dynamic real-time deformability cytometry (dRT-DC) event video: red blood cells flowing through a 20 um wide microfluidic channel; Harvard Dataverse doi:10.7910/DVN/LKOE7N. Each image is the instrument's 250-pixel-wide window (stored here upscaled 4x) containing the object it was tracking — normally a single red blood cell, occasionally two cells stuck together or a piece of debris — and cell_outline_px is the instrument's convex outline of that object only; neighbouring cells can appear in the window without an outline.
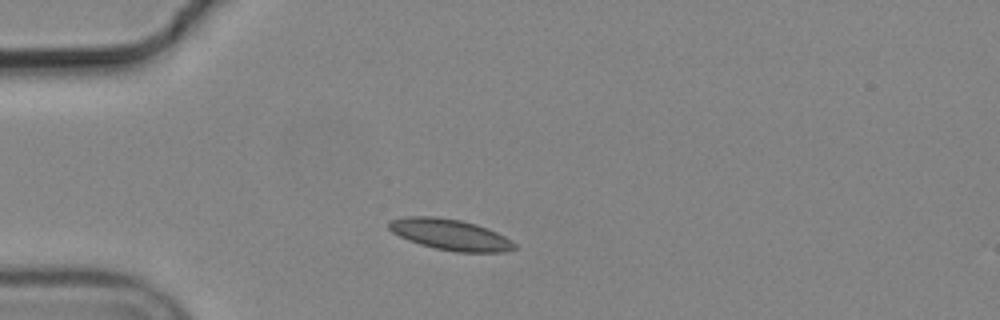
{"species": "common noctule bat (a hibernating species)", "species_latin": "Nyctalus noctula", "temperature_condition": "cold", "stored_images_in_passage": 5, "camera_frame_rate_fps": 3000, "um_per_image_px": 0.085, "animal": {"sex": "male", "body_mass_g": 19.2, "forearm_length_mm": 51.8}, "frame": {"image": 1, "passage_image": 1, "time_ms": 0.0, "image_size_px": [1000, 320], "cell_outline_px": [[516, 248], [504, 252], [456, 252], [436, 248], [420, 244], [408, 240], [392, 232], [388, 228], [388, 224], [392, 220], [408, 216], [436, 216], [460, 220], [476, 224], [496, 232], [512, 240], [516, 244]], "centroid_in_image_um": [38.28, 19.94], "position_along_channel_um": 46.7, "area_um2": 22.54}}
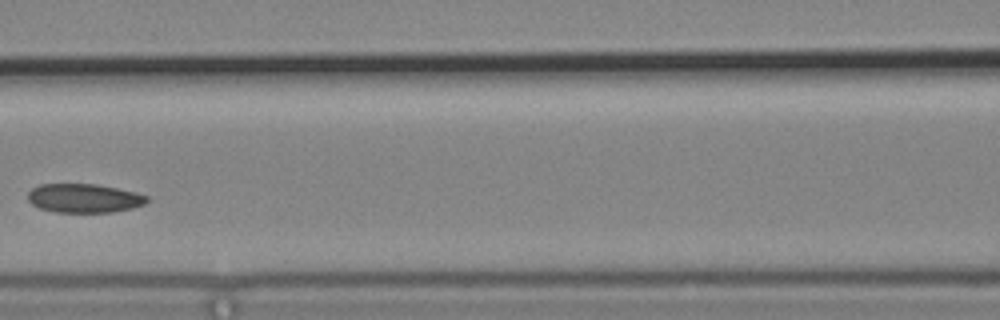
{"frame": {"image": 2, "passage_image": 4, "time_ms": 1.0, "image_size_px": [1000, 320], "cell_outline_px": [[148, 200], [144, 204], [132, 208], [112, 212], [56, 212], [40, 208], [32, 204], [28, 200], [28, 192], [32, 188], [40, 184], [96, 184], [136, 192], [148, 196]], "centroid_in_image_um": [7.14, 16.84], "position_along_channel_um": 159.5, "area_um2": 20.0}}
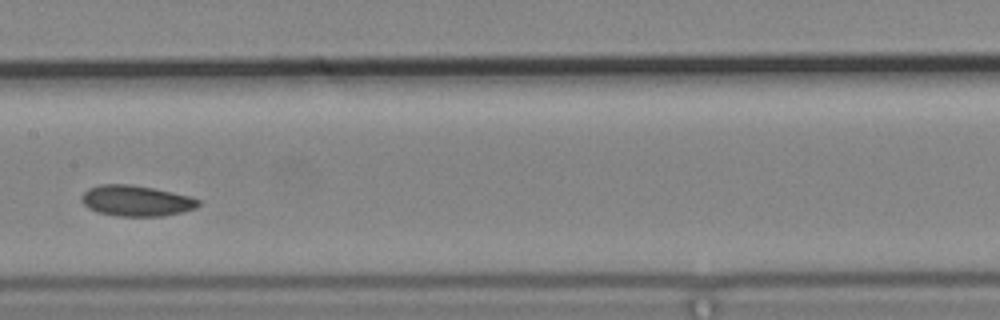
{"frame": {"image": 3, "passage_image": 5, "time_ms": 1.333, "image_size_px": [1000, 320], "cell_outline_px": [[200, 204], [196, 208], [184, 212], [164, 216], [116, 216], [96, 212], [88, 208], [80, 200], [80, 196], [88, 188], [100, 184], [132, 184], [192, 196], [200, 200]], "centroid_in_image_um": [11.57, 17.07], "position_along_channel_um": 195.8, "area_um2": 21.27}}